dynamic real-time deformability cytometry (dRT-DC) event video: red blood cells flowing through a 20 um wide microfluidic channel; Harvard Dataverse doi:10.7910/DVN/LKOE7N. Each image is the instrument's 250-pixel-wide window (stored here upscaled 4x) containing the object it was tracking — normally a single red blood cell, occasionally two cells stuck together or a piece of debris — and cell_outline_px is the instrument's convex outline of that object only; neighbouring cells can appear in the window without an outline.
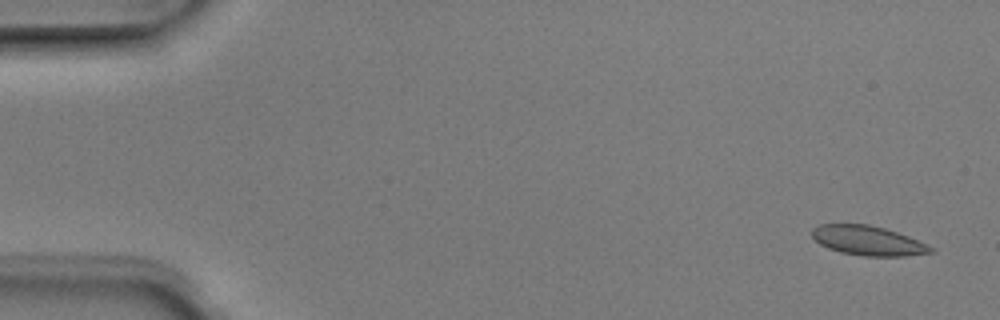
{"species": "Egyptian fruit bat (a non-hibernating species)", "species_latin": "Rousettus aegyptiacus", "temperature_condition": "room temperature", "stored_images_in_passage": 6, "camera_frame_rate_fps": 3000, "um_per_image_px": 0.085, "animal": {"sex": "male"}, "frame": {"image": 1, "passage_image": 1, "time_ms": 0.0, "image_size_px": [1000, 320], "cell_outline_px": [[936, 252], [904, 256], [864, 256], [840, 252], [828, 248], [820, 244], [812, 236], [812, 228], [820, 224], [868, 224], [884, 228], [908, 236], [936, 248]], "centroid_in_image_um": [73.8, 20.46], "position_along_channel_um": 11.2, "area_um2": 20.46}}
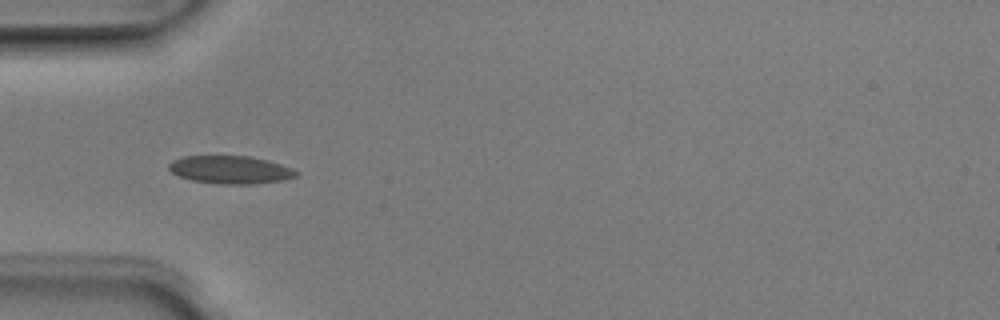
{"frame": {"image": 2, "passage_image": 5, "time_ms": 1.333, "image_size_px": [1000, 320], "cell_outline_px": [[296, 176], [284, 180], [252, 184], [216, 184], [192, 180], [180, 176], [172, 172], [168, 168], [168, 164], [172, 160], [184, 156], [248, 156], [268, 160], [292, 168], [296, 172]], "centroid_in_image_um": [19.56, 14.43], "position_along_channel_um": 65.4, "area_um2": 20.63}}
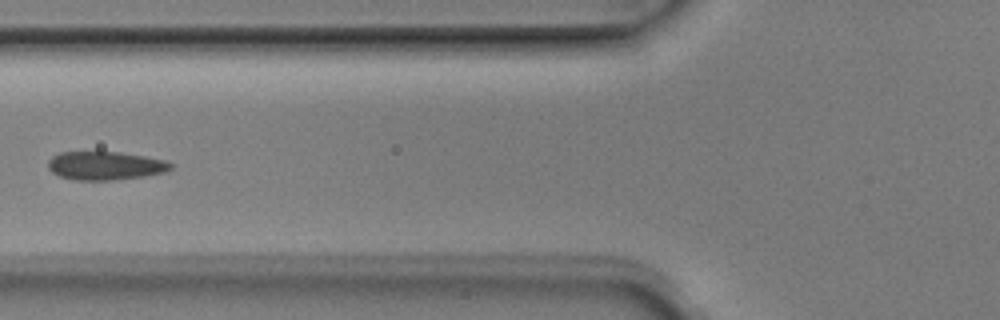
{"frame": {"image": 3, "passage_image": 6, "time_ms": 1.667, "image_size_px": [1000, 320], "cell_outline_px": [[172, 168], [164, 172], [144, 176], [112, 180], [72, 180], [60, 176], [52, 172], [48, 168], [48, 160], [52, 156], [60, 152], [120, 152], [144, 156], [164, 160], [172, 164]], "centroid_in_image_um": [8.91, 14.08], "position_along_channel_um": 116.9, "area_um2": 20.29}}